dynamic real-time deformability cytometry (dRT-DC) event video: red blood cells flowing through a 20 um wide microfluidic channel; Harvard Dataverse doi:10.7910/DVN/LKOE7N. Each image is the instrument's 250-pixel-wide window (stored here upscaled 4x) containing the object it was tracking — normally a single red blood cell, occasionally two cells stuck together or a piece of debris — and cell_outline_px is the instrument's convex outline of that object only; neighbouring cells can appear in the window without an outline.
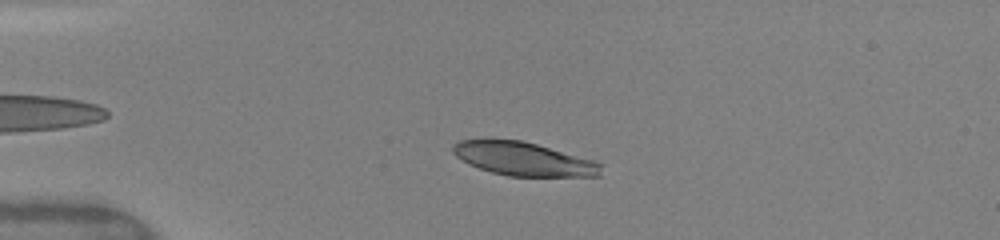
{"species": "human", "species_latin": "Homo sapiens", "temperature_condition": "warm", "stored_images_in_passage": 14, "camera_frame_rate_fps": 3000, "um_per_image_px": 0.085, "donor": {"sex": "female"}, "frame": {"image": 1, "passage_image": 7, "time_ms": 2.667, "image_size_px": [1000, 240], "cell_outline_px": [[604, 164], [600, 176], [508, 176], [492, 172], [468, 164], [456, 156], [452, 152], [452, 144], [460, 140], [524, 140], [592, 160]], "centroid_in_image_um": [44.51, 13.51], "position_along_channel_um": 40.5, "area_um2": 28.78}}
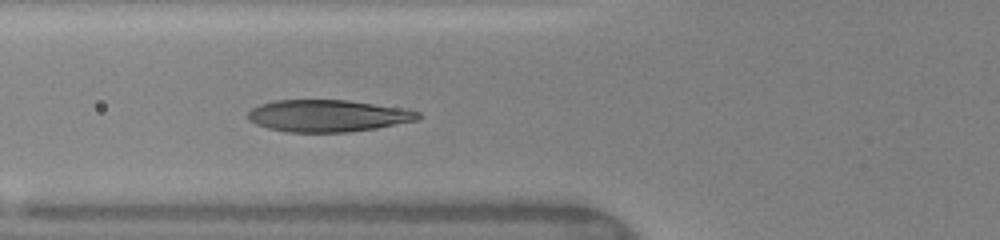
{"frame": {"image": 2, "passage_image": 12, "time_ms": 5.0, "image_size_px": [1000, 240], "cell_outline_px": [[420, 116], [416, 120], [376, 128], [348, 132], [288, 132], [268, 128], [256, 124], [248, 120], [248, 112], [252, 108], [260, 104], [276, 100], [348, 100], [404, 108], [420, 112]], "centroid_in_image_um": [27.85, 9.84], "position_along_channel_um": 98.0, "area_um2": 31.62}}